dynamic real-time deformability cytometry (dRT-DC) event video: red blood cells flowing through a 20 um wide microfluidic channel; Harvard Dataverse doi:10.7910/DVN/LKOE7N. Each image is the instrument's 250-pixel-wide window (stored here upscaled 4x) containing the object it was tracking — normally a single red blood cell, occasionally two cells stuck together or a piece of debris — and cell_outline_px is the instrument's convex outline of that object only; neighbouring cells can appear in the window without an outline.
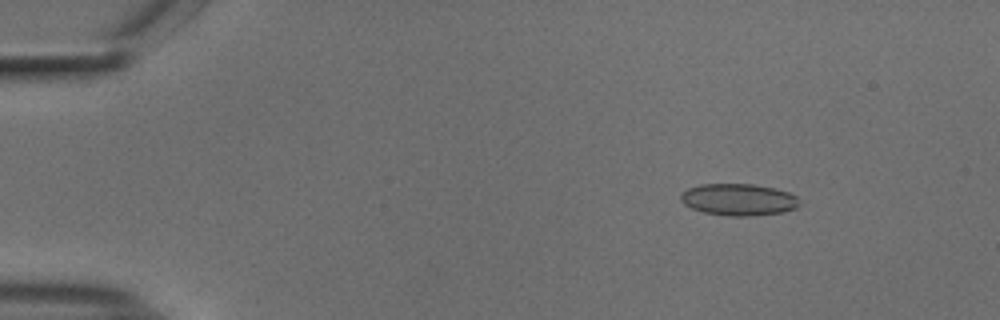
{"species": "common noctule bat (a hibernating species)", "species_latin": "Nyctalus noctula", "temperature_condition": "cold", "stored_images_in_passage": 52, "camera_frame_rate_fps": 3000, "um_per_image_px": 0.085, "animal": {"sex": "male", "body_mass_g": 18.8}, "frame": {"image": 1, "passage_image": 5, "time_ms": 1.333, "image_size_px": [1000, 320], "cell_outline_px": [[800, 204], [796, 208], [784, 212], [748, 216], [728, 216], [704, 212], [692, 208], [684, 204], [680, 200], [680, 192], [688, 188], [700, 184], [752, 184], [776, 188], [788, 192], [796, 196]], "centroid_in_image_um": [62.76, 16.96], "position_along_channel_um": 22.2, "area_um2": 22.14}}
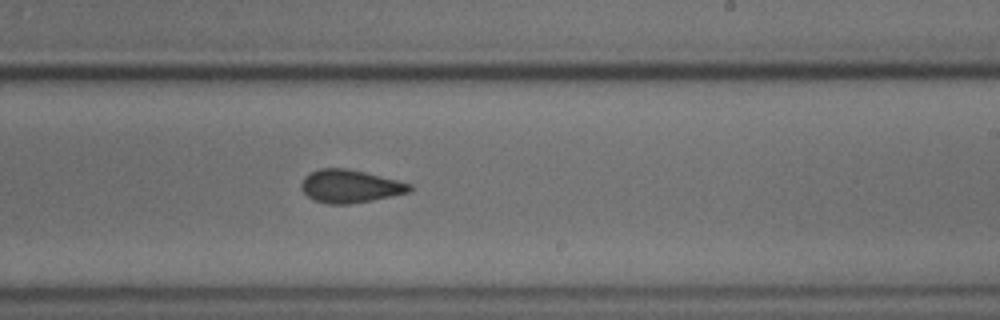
{"frame": {"image": 2, "passage_image": 31, "time_ms": 10.0, "image_size_px": [1000, 320], "cell_outline_px": [[412, 192], [372, 200], [348, 204], [328, 204], [316, 200], [308, 196], [300, 188], [300, 184], [304, 176], [320, 168], [348, 168], [412, 184]], "centroid_in_image_um": [29.75, 15.83], "position_along_channel_um": 259.2, "area_um2": 20.75}}
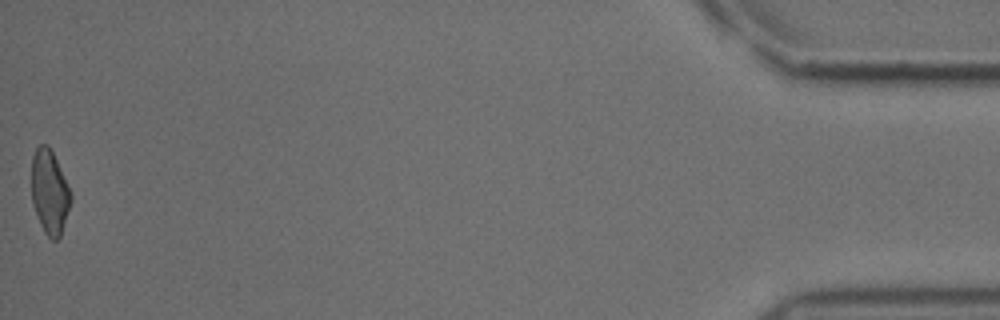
{"frame": {"image": 3, "passage_image": 52, "time_ms": 17.0, "image_size_px": [1000, 320], "cell_outline_px": [[72, 200], [60, 236], [56, 240], [52, 240], [44, 232], [40, 224], [32, 204], [32, 156], [36, 148], [40, 144], [48, 144], [72, 192]], "centroid_in_image_um": [4.22, 16.32], "position_along_channel_um": 431.0, "area_um2": 19.25}, "authors_computed_cell_mechanics": {"area_um2": 20.9236, "velocity_mm_per_s": 3.7345, "shape_relaxation_time_tau1_ms": null, "shape_relaxation_time_tau2_ms": 2.5265, "deformation_change_tau1": null, "deformation_change_tau2": 0.0849}}